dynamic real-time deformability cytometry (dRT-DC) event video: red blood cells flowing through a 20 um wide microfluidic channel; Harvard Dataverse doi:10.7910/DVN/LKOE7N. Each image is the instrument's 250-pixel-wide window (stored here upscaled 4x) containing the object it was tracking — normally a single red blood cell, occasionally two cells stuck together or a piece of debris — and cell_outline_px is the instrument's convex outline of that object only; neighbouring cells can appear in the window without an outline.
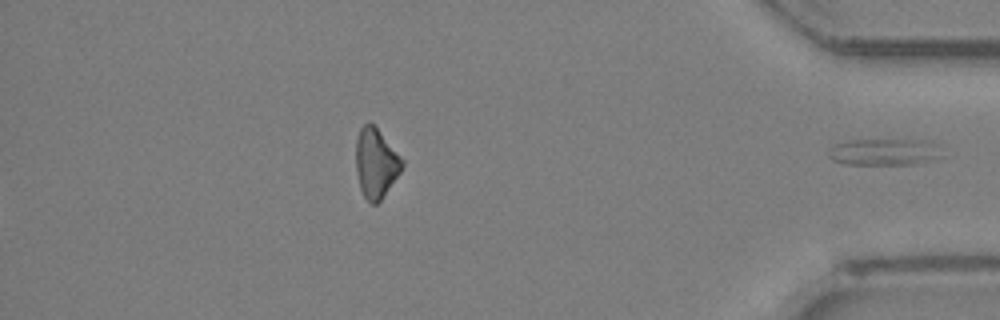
{"species": "Egyptian fruit bat (a non-hibernating species)", "species_latin": "Rousettus aegyptiacus", "temperature_condition": "room temperature", "stored_images_in_passage": 24, "segment_of_instrument_passage": [2, 2], "camera_frame_rate_fps": 3000, "um_per_image_px": 0.085, "animal": {"sex": "female"}, "frame": {"image": 1, "passage_image": 24, "time_ms": 7.667, "image_size_px": [1000, 320], "cell_outline_px": [[944, 156], [932, 160], [912, 164], [844, 164], [832, 160], [828, 156], [828, 152], [832, 144], [848, 140], [928, 140], [936, 144]], "centroid_in_image_um": [75.15, 12.91], "position_along_channel_um": 360.0, "area_um2": 17.8}}